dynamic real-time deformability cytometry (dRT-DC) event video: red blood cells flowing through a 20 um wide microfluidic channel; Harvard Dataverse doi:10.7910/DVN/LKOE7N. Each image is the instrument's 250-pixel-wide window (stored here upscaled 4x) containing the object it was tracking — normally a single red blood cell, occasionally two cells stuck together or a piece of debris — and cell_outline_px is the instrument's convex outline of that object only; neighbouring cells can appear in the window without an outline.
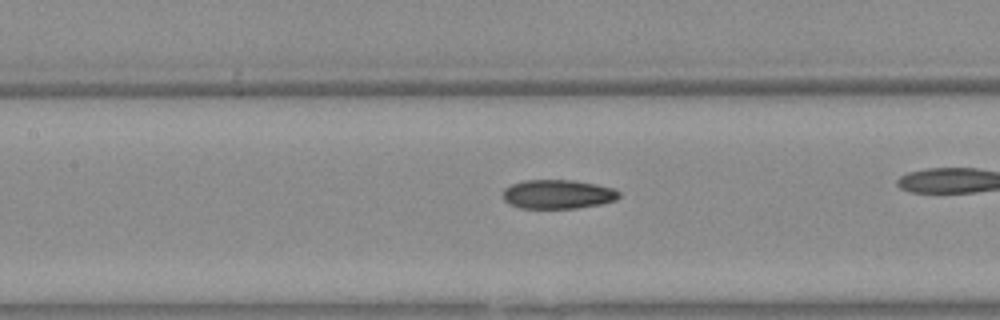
{"species": "Egyptian fruit bat (a non-hibernating species)", "species_latin": "Rousettus aegyptiacus", "temperature_condition": "warm", "stored_images_in_passage": 29, "camera_frame_rate_fps": 3000, "um_per_image_px": 0.085, "animal": {"sex": "female"}, "frame": {"image": 1, "passage_image": 13, "time_ms": 4.0, "image_size_px": [1000, 320], "cell_outline_px": [[620, 196], [616, 200], [600, 204], [576, 208], [520, 208], [508, 204], [504, 200], [504, 188], [512, 184], [524, 180], [572, 180], [596, 184], [612, 188], [620, 192]], "centroid_in_image_um": [47.41, 16.51], "position_along_channel_um": 160.0, "area_um2": 19.65}}
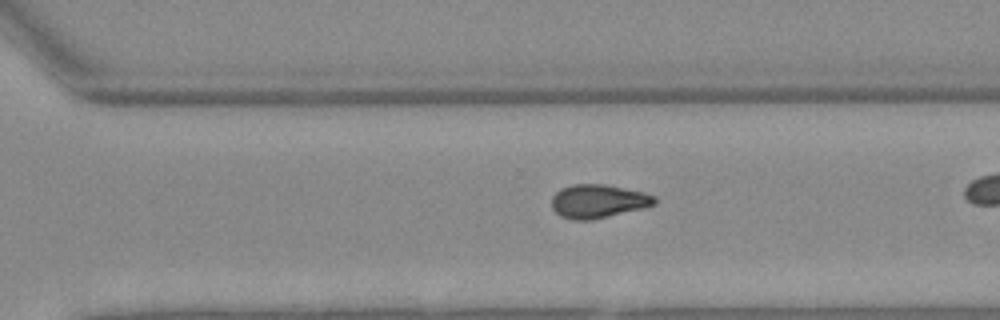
{"frame": {"image": 2, "passage_image": 25, "time_ms": 8.0, "image_size_px": [1000, 320], "cell_outline_px": [[656, 204], [608, 216], [588, 220], [572, 220], [560, 216], [552, 208], [552, 196], [560, 188], [572, 184], [604, 184], [644, 192], [656, 196]], "centroid_in_image_um": [50.81, 17.09], "position_along_channel_um": 319.8, "area_um2": 20.0}}